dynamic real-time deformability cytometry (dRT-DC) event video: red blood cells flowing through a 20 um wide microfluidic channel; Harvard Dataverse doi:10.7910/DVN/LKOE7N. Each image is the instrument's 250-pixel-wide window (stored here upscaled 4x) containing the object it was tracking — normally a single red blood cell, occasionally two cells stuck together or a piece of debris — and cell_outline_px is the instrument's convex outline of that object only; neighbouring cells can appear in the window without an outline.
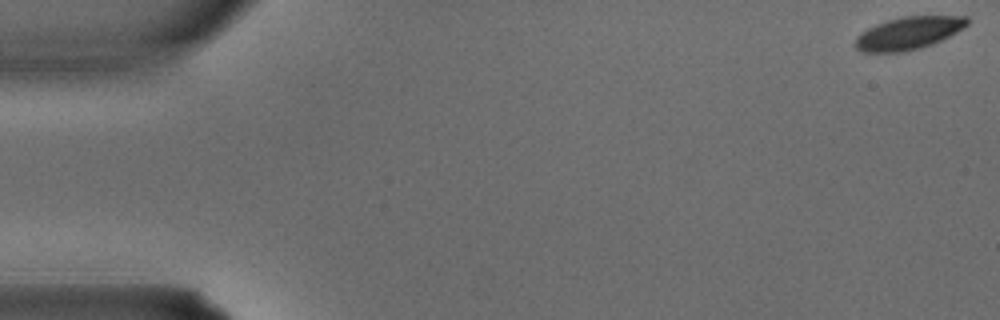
{"species": "common noctule bat (a hibernating species)", "species_latin": "Nyctalus noctula", "temperature_condition": "warm", "stored_images_in_passage": 4, "camera_frame_rate_fps": 3000, "um_per_image_px": 0.085, "animal": {"sex": "male", "body_mass_g": 15.6}, "frame": {"image": 1, "passage_image": 1, "time_ms": 0.0, "image_size_px": [1000, 320], "cell_outline_px": [[972, 20], [964, 28], [932, 44], [920, 48], [904, 52], [860, 52], [856, 48], [856, 36], [868, 28], [876, 24], [888, 20], [904, 16], [968, 16]], "centroid_in_image_um": [77.25, 2.81], "position_along_channel_um": 7.8, "area_um2": 21.27}}
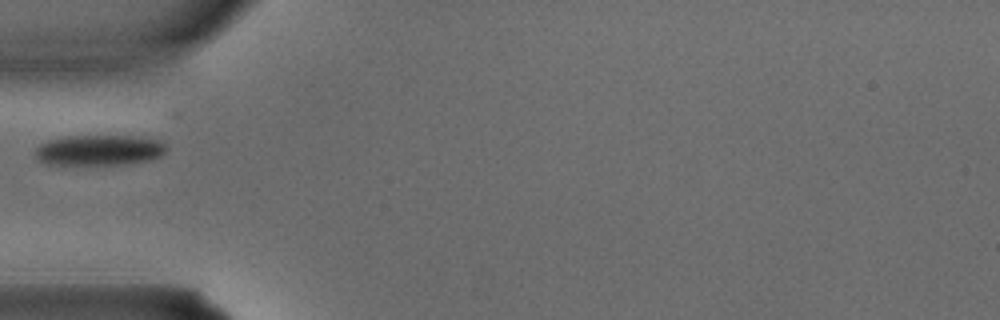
{"frame": {"image": 2, "passage_image": 4, "time_ms": 1.0, "image_size_px": [1000, 320], "cell_outline_px": [[168, 148], [160, 156], [148, 160], [128, 164], [88, 168], [44, 164], [36, 156], [36, 148], [40, 144], [48, 140], [68, 136], [140, 136], [160, 140]], "centroid_in_image_um": [8.4, 12.82], "position_along_channel_um": 76.6, "area_um2": 24.51}}